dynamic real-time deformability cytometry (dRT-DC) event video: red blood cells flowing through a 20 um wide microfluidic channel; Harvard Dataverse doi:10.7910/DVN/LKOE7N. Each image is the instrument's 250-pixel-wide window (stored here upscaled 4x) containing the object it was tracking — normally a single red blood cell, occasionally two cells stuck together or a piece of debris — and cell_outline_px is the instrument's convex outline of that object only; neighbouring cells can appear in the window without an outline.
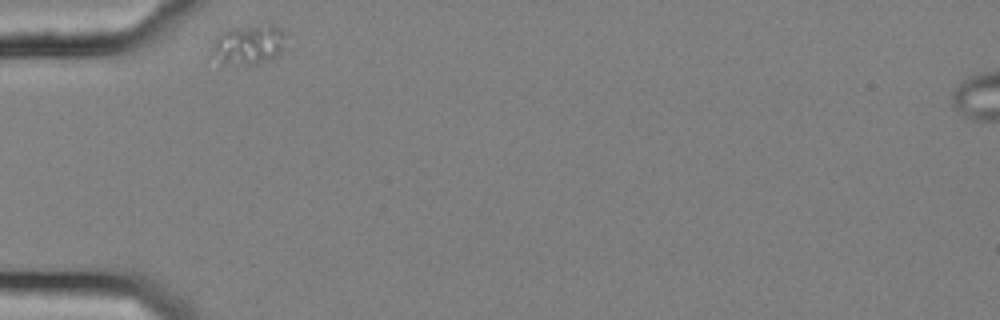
{"species": "common noctule bat (a hibernating species)", "species_latin": "Nyctalus noctula", "temperature_condition": "cold", "stored_images_in_passage": 33, "camera_frame_rate_fps": 3000, "um_per_image_px": 0.085, "animal": {"sex": "female", "body_mass_g": 25.1}, "frame": {"image": 1, "passage_image": 1, "time_ms": 0.0, "image_size_px": [1000, 320], "cell_outline_px": [[288, 32], [280, 52], [272, 60], [256, 64], [220, 64], [212, 52], [212, 44], [216, 36], [232, 28], [268, 24], [272, 24]], "centroid_in_image_um": [21.16, 3.79], "position_along_channel_um": 63.8, "area_um2": 17.28}}